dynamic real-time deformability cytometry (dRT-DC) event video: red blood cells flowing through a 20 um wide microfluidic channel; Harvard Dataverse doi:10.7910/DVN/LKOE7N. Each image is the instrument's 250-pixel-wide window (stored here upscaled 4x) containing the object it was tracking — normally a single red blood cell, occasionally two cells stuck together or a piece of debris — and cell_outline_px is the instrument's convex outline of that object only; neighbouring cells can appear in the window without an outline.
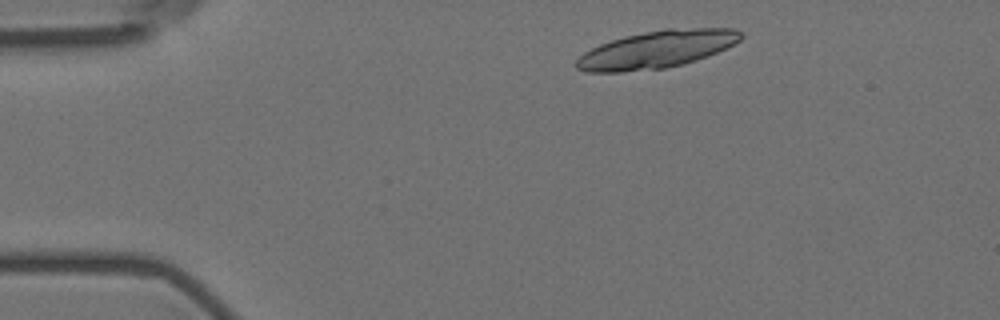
{"species": "Egyptian fruit bat (a non-hibernating species)", "species_latin": "Rousettus aegyptiacus", "temperature_condition": "room temperature", "stored_images_in_passage": 2, "camera_frame_rate_fps": 3000, "um_per_image_px": 0.085, "animal": {"sex": "female"}, "frame": {"image": 1, "passage_image": 1, "time_ms": 0.0, "image_size_px": [1000, 320], "cell_outline_px": [[744, 36], [740, 40], [716, 52], [696, 60], [684, 64], [664, 68], [620, 72], [584, 72], [576, 68], [576, 60], [584, 52], [600, 44], [624, 36], [644, 32], [668, 28], [736, 28]], "centroid_in_image_um": [55.8, 4.2], "position_along_channel_um": 29.2, "area_um2": 35.66}}